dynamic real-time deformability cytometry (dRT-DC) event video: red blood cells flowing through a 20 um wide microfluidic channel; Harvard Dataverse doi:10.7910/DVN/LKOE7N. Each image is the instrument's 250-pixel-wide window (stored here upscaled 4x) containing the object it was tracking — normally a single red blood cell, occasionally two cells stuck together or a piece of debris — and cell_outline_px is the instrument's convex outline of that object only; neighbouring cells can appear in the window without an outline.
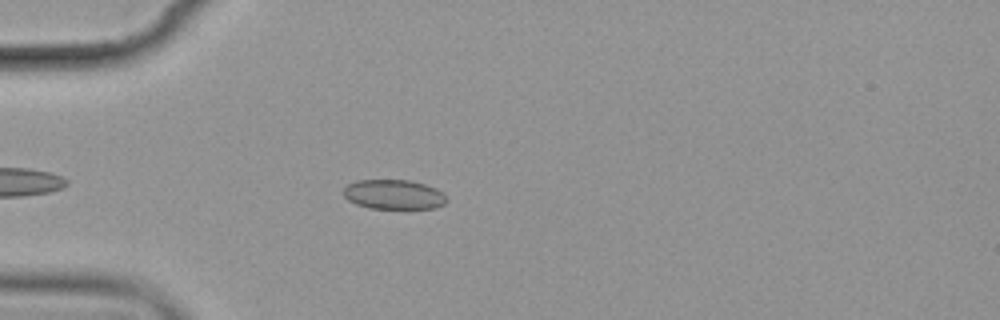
{"species": "common noctule bat (a hibernating species)", "species_latin": "Nyctalus noctula", "temperature_condition": "cold", "stored_images_in_passage": 4, "camera_frame_rate_fps": 3000, "um_per_image_px": 0.085, "animal": {"sex": "female", "body_mass_g": 19.9}, "frame": {"image": 1, "passage_image": 3, "time_ms": 2.667, "image_size_px": [1000, 320], "cell_outline_px": [[448, 200], [444, 204], [432, 208], [368, 208], [356, 204], [348, 200], [344, 196], [344, 188], [348, 184], [356, 180], [412, 180], [436, 188], [448, 196]], "centroid_in_image_um": [33.48, 16.52], "position_along_channel_um": 51.5, "area_um2": 17.86}}